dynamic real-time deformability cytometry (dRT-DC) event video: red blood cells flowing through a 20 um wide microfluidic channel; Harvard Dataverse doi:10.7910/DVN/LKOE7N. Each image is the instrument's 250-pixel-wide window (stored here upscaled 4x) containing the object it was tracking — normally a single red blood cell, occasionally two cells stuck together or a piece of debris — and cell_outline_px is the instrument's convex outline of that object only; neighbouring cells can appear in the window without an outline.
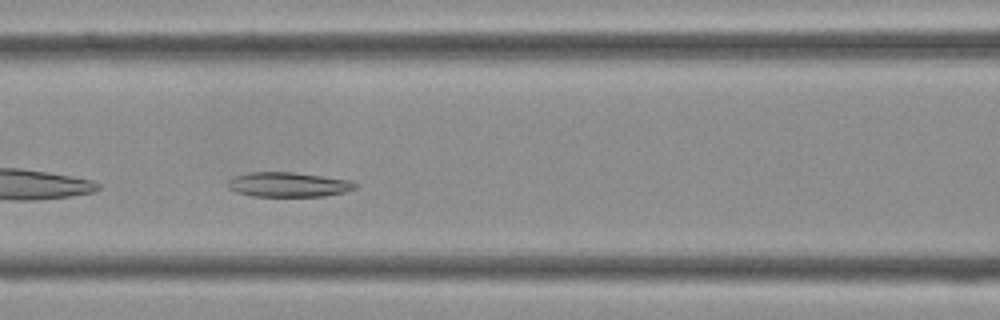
{"species": "Egyptian fruit bat (a non-hibernating species)", "species_latin": "Rousettus aegyptiacus", "temperature_condition": "cold", "stored_images_in_passage": 31, "camera_frame_rate_fps": 3000, "um_per_image_px": 0.085, "frame": {"image": 1, "passage_image": 7, "time_ms": 2.0, "image_size_px": [1000, 320], "cell_outline_px": [[360, 184], [356, 188], [344, 192], [324, 196], [252, 196], [236, 192], [228, 188], [228, 180], [236, 176], [248, 172], [292, 172], [352, 180]], "centroid_in_image_um": [24.54, 15.69], "position_along_channel_um": 142.1, "area_um2": 18.38}}
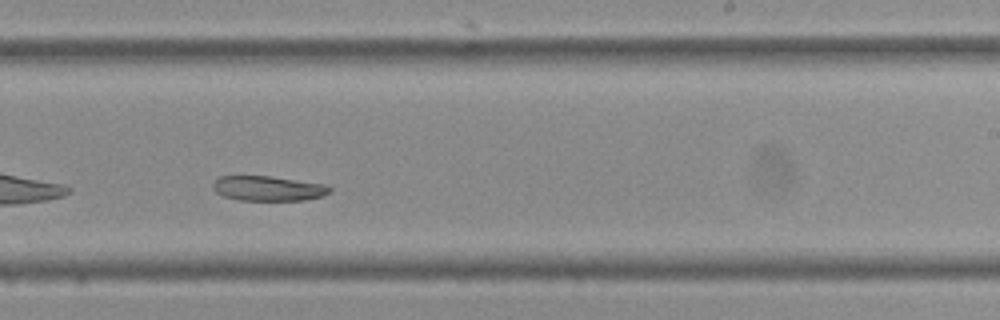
{"frame": {"image": 2, "passage_image": 15, "time_ms": 4.667, "image_size_px": [1000, 320], "cell_outline_px": [[332, 192], [324, 196], [304, 200], [240, 200], [224, 196], [216, 192], [212, 188], [212, 184], [220, 176], [268, 176], [328, 184], [332, 188]], "centroid_in_image_um": [22.85, 16.01], "position_along_channel_um": 266.1, "area_um2": 17.05}}
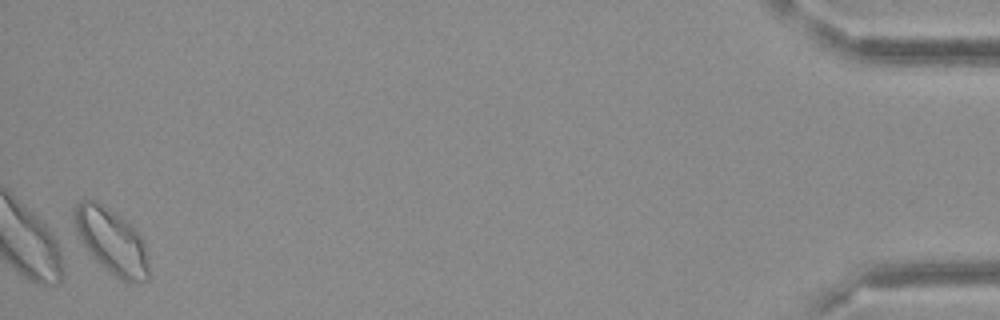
{"frame": {"image": 3, "passage_image": 31, "time_ms": 10.0, "image_size_px": [1000, 320], "cell_outline_px": [[152, 272], [148, 280], [136, 284], [128, 284], [116, 276], [100, 264], [96, 260], [80, 240], [76, 232], [72, 220], [72, 212], [76, 204], [80, 200], [96, 200], [116, 212], [140, 236], [144, 244]], "centroid_in_image_um": [9.49, 20.52], "position_along_channel_um": 425.7, "area_um2": 28.73}}